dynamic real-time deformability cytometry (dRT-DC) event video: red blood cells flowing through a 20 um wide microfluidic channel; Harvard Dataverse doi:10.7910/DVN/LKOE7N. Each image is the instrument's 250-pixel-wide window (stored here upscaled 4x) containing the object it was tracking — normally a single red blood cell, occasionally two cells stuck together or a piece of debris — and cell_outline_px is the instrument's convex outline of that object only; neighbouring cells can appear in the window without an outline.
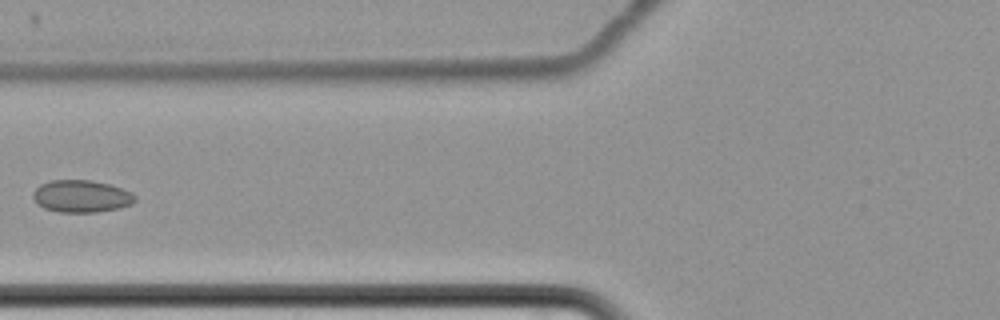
{"species": "common noctule bat (a hibernating species)", "species_latin": "Nyctalus noctula", "temperature_condition": "cold", "stored_images_in_passage": 7, "camera_frame_rate_fps": 3000, "um_per_image_px": 0.085, "animal": {"sex": "female", "body_mass_g": 22.7, "forearm_length_mm": 54.2}, "frame": {"image": 1, "passage_image": 7, "time_ms": 8.667, "image_size_px": [1000, 320], "cell_outline_px": [[136, 200], [132, 204], [120, 208], [96, 212], [60, 212], [44, 208], [36, 204], [32, 196], [32, 192], [40, 184], [52, 180], [92, 180], [108, 184], [132, 192], [136, 196]], "centroid_in_image_um": [6.9, 16.68], "position_along_channel_um": 118.9, "area_um2": 19.31}}